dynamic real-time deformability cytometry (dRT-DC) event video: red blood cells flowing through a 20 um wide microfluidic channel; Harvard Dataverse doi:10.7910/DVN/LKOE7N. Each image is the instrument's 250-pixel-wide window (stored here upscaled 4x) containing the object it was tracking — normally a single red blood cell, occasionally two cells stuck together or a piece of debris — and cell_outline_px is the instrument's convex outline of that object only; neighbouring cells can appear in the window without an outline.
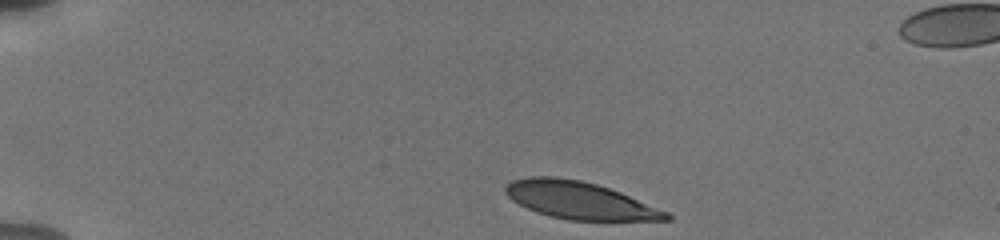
{"species": "human", "species_latin": "Homo sapiens", "temperature_condition": "cold", "stored_images_in_passage": 38, "camera_frame_rate_fps": 3000, "um_per_image_px": 0.085, "donor": {"sex": "male"}, "frame": {"image": 1, "passage_image": 1, "time_ms": 0.0, "image_size_px": [1000, 240], "cell_outline_px": [[672, 220], [568, 220], [536, 212], [512, 200], [504, 192], [504, 188], [512, 180], [528, 176], [556, 176], [580, 180], [596, 184], [620, 192], [668, 212], [672, 216]], "centroid_in_image_um": [49.25, 17.02], "position_along_channel_um": 35.8, "area_um2": 34.74}}
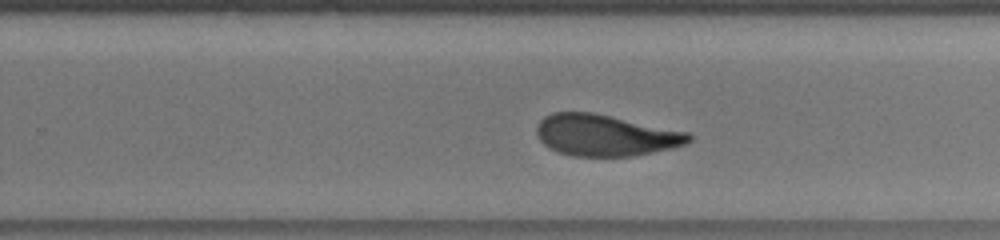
{"frame": {"image": 2, "passage_image": 26, "time_ms": 8.333, "image_size_px": [1000, 240], "cell_outline_px": [[692, 140], [684, 144], [672, 148], [632, 156], [572, 156], [556, 152], [548, 148], [540, 140], [536, 132], [536, 128], [540, 120], [544, 116], [552, 112], [592, 112], [688, 132], [692, 136]], "centroid_in_image_um": [51.42, 11.5], "position_along_channel_um": 278.4, "area_um2": 36.7}}
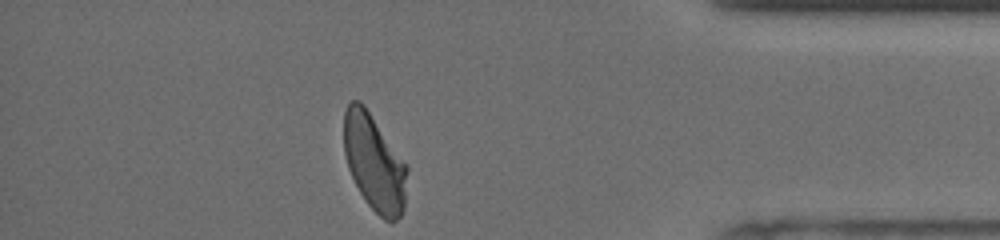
{"frame": {"image": 3, "passage_image": 38, "time_ms": 12.333, "image_size_px": [1000, 240], "cell_outline_px": [[408, 168], [404, 208], [400, 216], [392, 224], [384, 220], [368, 204], [360, 192], [348, 168], [344, 152], [344, 112], [348, 104], [352, 100], [360, 100], [364, 104], [408, 164]], "centroid_in_image_um": [31.83, 13.82], "position_along_channel_um": 403.4, "area_um2": 35.89}, "authors_computed_cell_mechanics": {"area_um2": 37.3677, "velocity_mm_per_s": 3.7753, "shape_relaxation_time_tau1_ms": 4.6861, "shape_relaxation_time_tau2_ms": 1.1599, "deformation_change_tau1": 0.1844, "deformation_change_tau2": 0.0866}}